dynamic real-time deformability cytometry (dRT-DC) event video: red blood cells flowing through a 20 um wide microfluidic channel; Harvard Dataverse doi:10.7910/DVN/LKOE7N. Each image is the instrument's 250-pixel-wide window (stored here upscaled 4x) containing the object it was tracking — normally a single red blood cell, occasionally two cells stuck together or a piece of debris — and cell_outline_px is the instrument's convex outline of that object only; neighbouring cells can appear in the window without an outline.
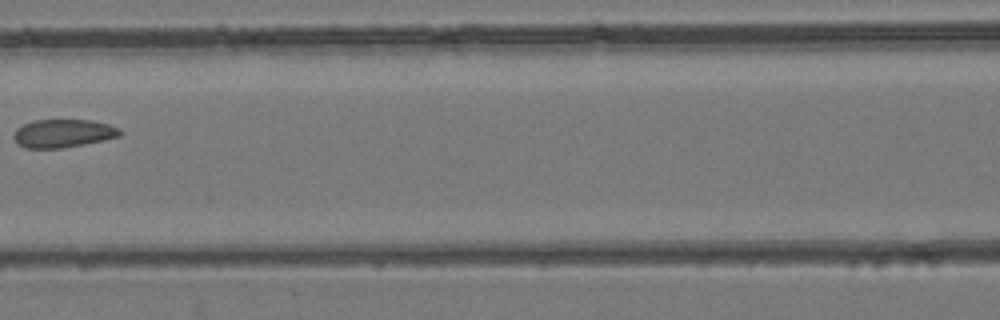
{"species": "common noctule bat (a hibernating species)", "species_latin": "Nyctalus noctula", "temperature_condition": "room temperature", "stored_images_in_passage": 6, "camera_frame_rate_fps": 3000, "um_per_image_px": 0.085, "animal": {"sex": "female", "body_mass_g": 24.6, "forearm_length_mm": 56.2}, "frame": {"image": 1, "passage_image": 6, "time_ms": 6.0, "image_size_px": [1000, 320], "cell_outline_px": [[124, 132], [120, 136], [104, 140], [84, 144], [60, 148], [24, 148], [12, 136], [16, 128], [24, 124], [36, 120], [92, 120], [108, 124], [120, 128]], "centroid_in_image_um": [5.4, 11.33], "position_along_channel_um": 161.2, "area_um2": 17.46}}